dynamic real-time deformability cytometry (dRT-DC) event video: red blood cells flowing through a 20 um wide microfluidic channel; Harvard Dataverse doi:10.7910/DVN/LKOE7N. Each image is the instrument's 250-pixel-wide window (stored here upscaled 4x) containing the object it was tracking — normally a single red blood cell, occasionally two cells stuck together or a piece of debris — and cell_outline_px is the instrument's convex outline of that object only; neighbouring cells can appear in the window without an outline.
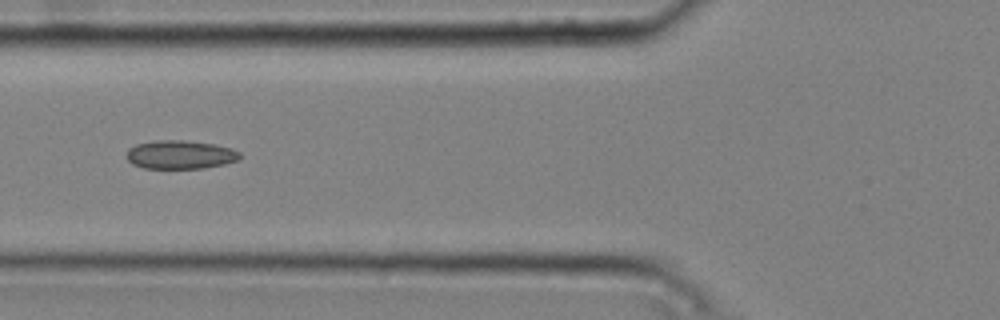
{"species": "common noctule bat (a hibernating species)", "species_latin": "Nyctalus noctula", "temperature_condition": "cold", "stored_images_in_passage": 6, "camera_frame_rate_fps": 3000, "um_per_image_px": 0.085, "animal": {"sex": "male", "body_mass_g": 20.4}, "frame": {"image": 1, "passage_image": 3, "time_ms": 0.667, "image_size_px": [1000, 320], "cell_outline_px": [[240, 156], [236, 160], [224, 164], [204, 168], [144, 168], [132, 164], [124, 156], [128, 148], [136, 144], [156, 140], [184, 140], [216, 144], [232, 148], [240, 152]], "centroid_in_image_um": [15.28, 13.14], "position_along_channel_um": 110.5, "area_um2": 19.02}}
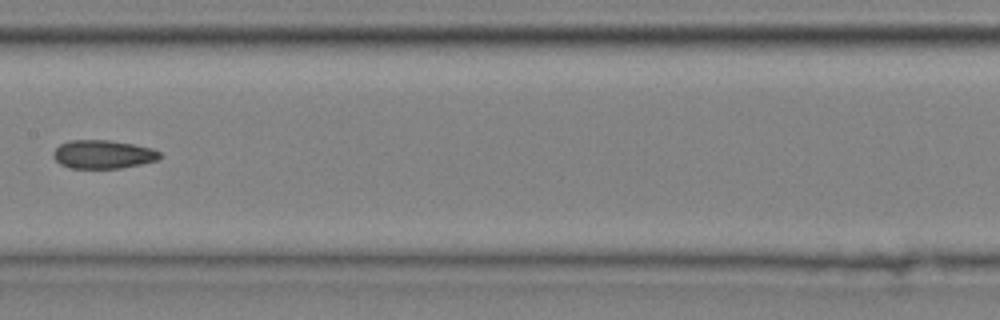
{"frame": {"image": 2, "passage_image": 5, "time_ms": 1.333, "image_size_px": [1000, 320], "cell_outline_px": [[164, 156], [160, 160], [120, 168], [68, 168], [60, 164], [52, 156], [52, 152], [60, 144], [68, 140], [108, 140], [132, 144], [152, 148], [160, 152]], "centroid_in_image_um": [8.77, 13.12], "position_along_channel_um": 198.6, "area_um2": 17.86}}
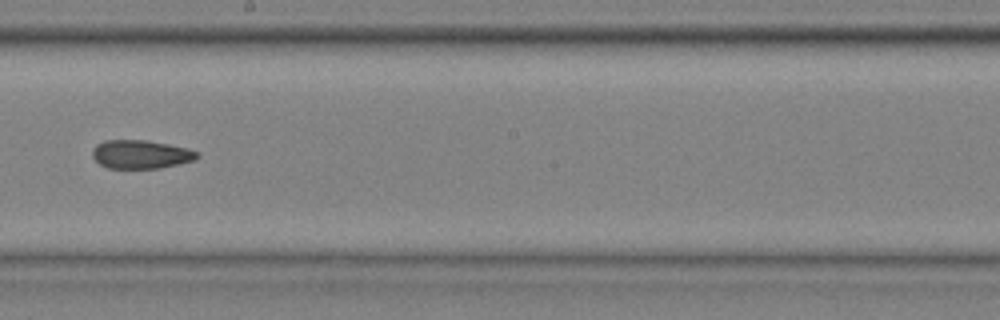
{"frame": {"image": 3, "passage_image": 6, "time_ms": 1.667, "image_size_px": [1000, 320], "cell_outline_px": [[200, 156], [196, 160], [160, 168], [108, 168], [100, 164], [92, 156], [92, 148], [96, 144], [104, 140], [144, 140], [168, 144], [188, 148], [200, 152]], "centroid_in_image_um": [11.99, 13.11], "position_along_channel_um": 236.2, "area_um2": 17.57}}